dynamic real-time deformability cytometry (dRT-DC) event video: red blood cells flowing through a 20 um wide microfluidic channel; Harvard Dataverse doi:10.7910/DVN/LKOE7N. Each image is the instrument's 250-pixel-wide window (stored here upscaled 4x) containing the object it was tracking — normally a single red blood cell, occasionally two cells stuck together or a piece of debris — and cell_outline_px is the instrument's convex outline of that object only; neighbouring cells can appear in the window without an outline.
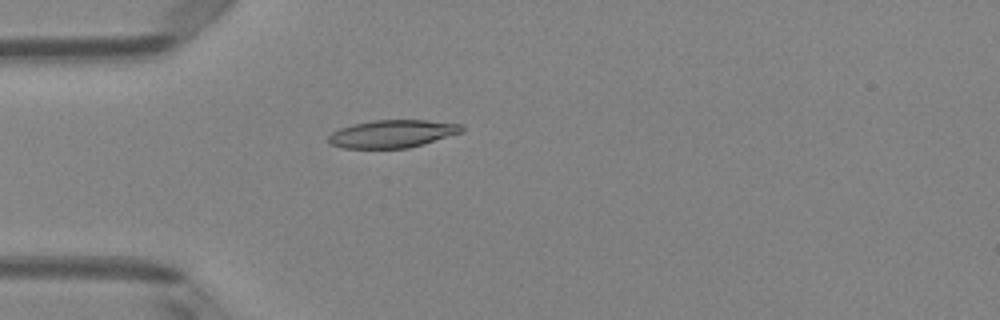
{"species": "Egyptian fruit bat (a non-hibernating species)", "species_latin": "Rousettus aegyptiacus", "temperature_condition": "room temperature", "stored_images_in_passage": 5, "camera_frame_rate_fps": 3000, "um_per_image_px": 0.085, "animal": {"sex": "female"}, "frame": {"image": 1, "passage_image": 5, "time_ms": 1.333, "image_size_px": [1000, 320], "cell_outline_px": [[464, 132], [408, 148], [344, 148], [332, 144], [328, 140], [328, 136], [332, 132], [340, 128], [352, 124], [372, 120], [428, 120], [460, 124], [464, 128]], "centroid_in_image_um": [33.36, 11.36], "position_along_channel_um": 51.6, "area_um2": 21.5}}